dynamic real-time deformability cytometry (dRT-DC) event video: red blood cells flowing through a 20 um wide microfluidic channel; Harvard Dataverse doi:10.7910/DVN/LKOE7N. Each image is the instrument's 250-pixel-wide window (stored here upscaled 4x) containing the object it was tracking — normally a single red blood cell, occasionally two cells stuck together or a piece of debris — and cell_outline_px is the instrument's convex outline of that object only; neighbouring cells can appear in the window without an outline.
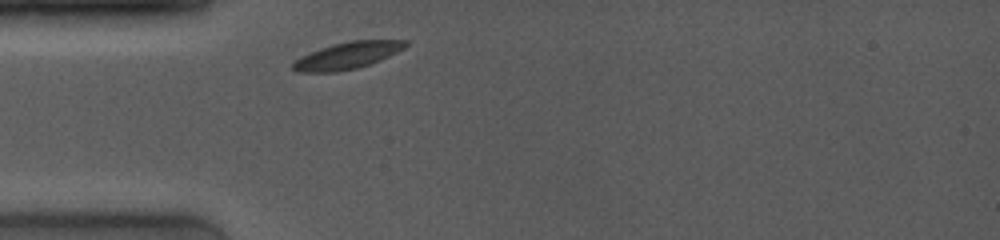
{"species": "common noctule bat (a hibernating species)", "species_latin": "Nyctalus noctula", "temperature_condition": "room temperature", "stored_images_in_passage": 3, "camera_frame_rate_fps": 4000, "um_per_image_px": 0.085, "animal": {"sex": "female", "body_mass_g": 19.0, "forearm_length_mm": 53.3}, "frame": {"image": 1, "passage_image": 1, "time_ms": 0.0, "image_size_px": [1000, 240], "cell_outline_px": [[408, 44], [404, 48], [380, 60], [356, 68], [336, 72], [296, 72], [292, 68], [292, 64], [300, 56], [320, 48], [332, 44], [348, 40], [408, 40]], "centroid_in_image_um": [29.5, 4.71], "position_along_channel_um": 55.5, "area_um2": 17.57}}